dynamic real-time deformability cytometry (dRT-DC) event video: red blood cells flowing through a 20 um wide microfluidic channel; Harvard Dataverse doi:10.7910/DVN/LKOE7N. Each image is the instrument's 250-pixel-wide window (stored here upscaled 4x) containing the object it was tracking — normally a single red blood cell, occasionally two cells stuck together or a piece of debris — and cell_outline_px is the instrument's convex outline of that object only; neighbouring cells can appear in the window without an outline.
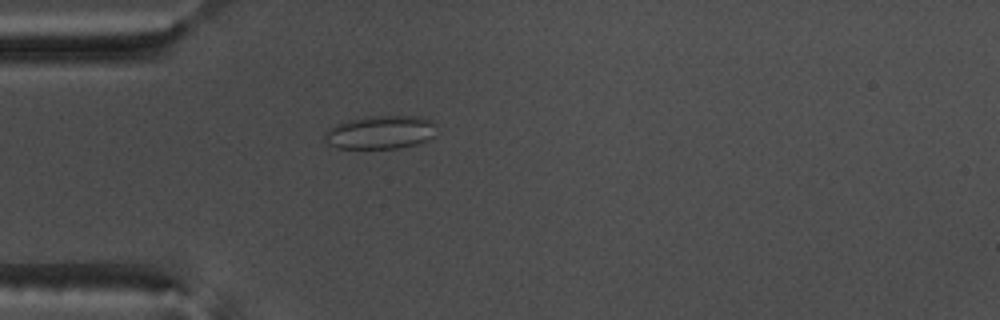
{"species": "common noctule bat (a hibernating species)", "species_latin": "Nyctalus noctula", "temperature_condition": "warm", "stored_images_in_passage": 54, "camera_frame_rate_fps": 3000, "um_per_image_px": 0.085, "animal": {"sex": "male", "body_mass_g": 17.5, "forearm_length_mm": 52.3}, "frame": {"image": 1, "passage_image": 16, "time_ms": 5.0, "image_size_px": [1000, 320], "cell_outline_px": [[432, 136], [416, 144], [400, 148], [336, 148], [328, 144], [324, 136], [324, 132], [328, 128], [336, 124], [348, 120], [368, 116], [416, 116], [432, 120]], "centroid_in_image_um": [32.24, 11.24], "position_along_channel_um": 52.8, "area_um2": 21.44}}
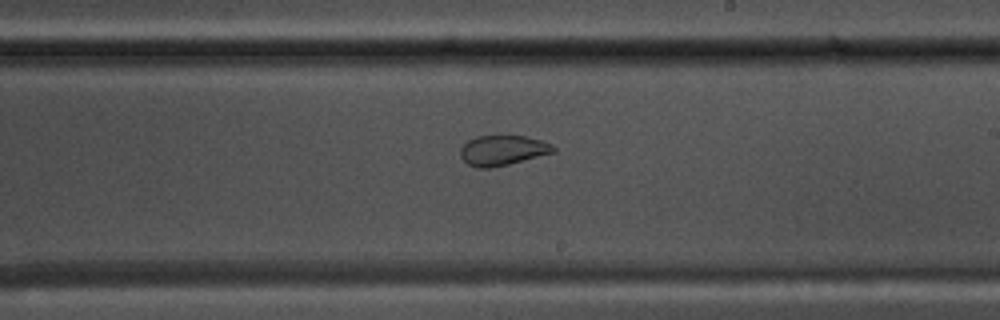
{"frame": {"image": 2, "passage_image": 32, "time_ms": 10.333, "image_size_px": [1000, 320], "cell_outline_px": [[556, 152], [508, 164], [488, 168], [476, 168], [468, 164], [460, 156], [460, 148], [468, 140], [476, 136], [524, 136], [540, 140], [552, 144], [556, 148]], "centroid_in_image_um": [42.72, 12.78], "position_along_channel_um": 246.3, "area_um2": 16.24}}
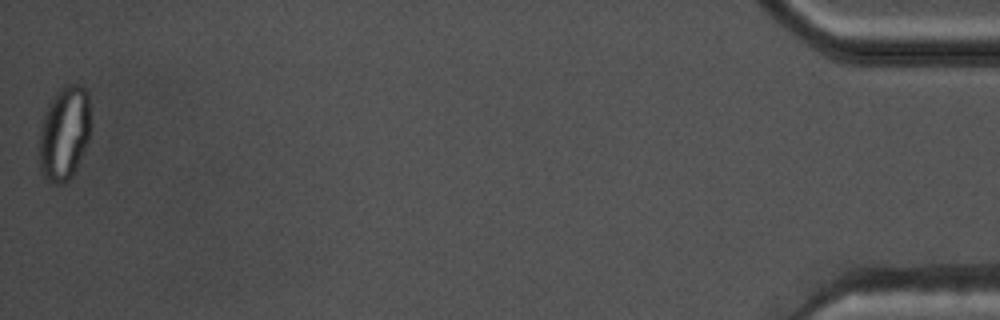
{"frame": {"image": 3, "passage_image": 54, "time_ms": 17.667, "image_size_px": [1000, 320], "cell_outline_px": [[92, 128], [84, 152], [72, 176], [60, 184], [56, 184], [48, 180], [40, 172], [40, 132], [44, 116], [52, 100], [60, 88], [68, 84], [80, 84], [88, 92]], "centroid_in_image_um": [5.52, 11.31], "position_along_channel_um": 429.7, "area_um2": 28.15}}